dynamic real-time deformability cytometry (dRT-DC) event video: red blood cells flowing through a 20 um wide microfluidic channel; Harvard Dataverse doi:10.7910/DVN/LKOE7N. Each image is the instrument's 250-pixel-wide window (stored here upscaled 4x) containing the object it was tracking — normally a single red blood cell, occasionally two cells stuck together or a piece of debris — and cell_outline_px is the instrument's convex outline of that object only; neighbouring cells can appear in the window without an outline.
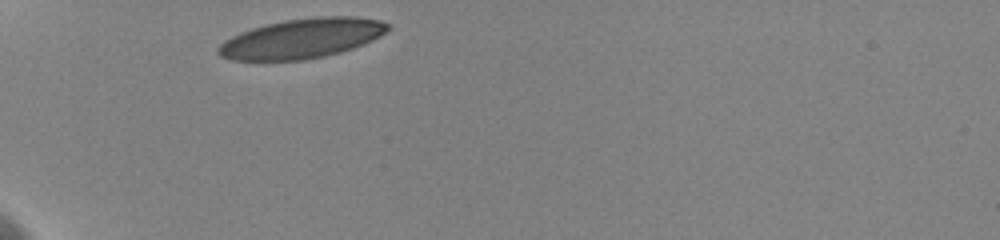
{"species": "human", "species_latin": "Homo sapiens", "temperature_condition": "cold", "stored_images_in_passage": 23, "camera_frame_rate_fps": 3000, "um_per_image_px": 0.085, "donor": {"sex": "female"}, "frame": {"image": 1, "passage_image": 1, "time_ms": 0.0, "image_size_px": [1000, 240], "cell_outline_px": [[392, 28], [380, 36], [364, 44], [340, 52], [324, 56], [300, 60], [232, 60], [220, 56], [216, 52], [216, 48], [224, 40], [240, 32], [252, 28], [284, 20], [320, 16], [356, 16], [380, 20], [388, 24]], "centroid_in_image_um": [25.66, 3.26], "position_along_channel_um": 59.3, "area_um2": 39.25}}
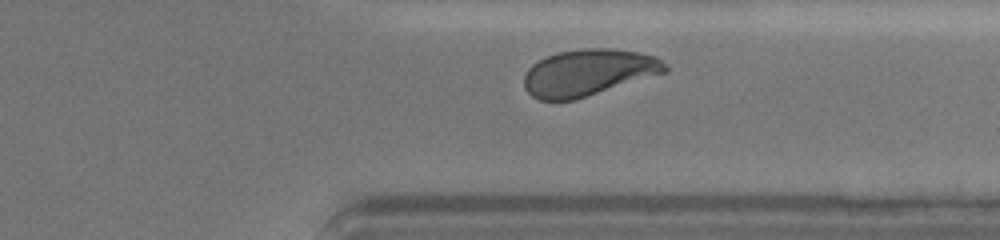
{"frame": {"image": 2, "passage_image": 20, "time_ms": 9.0, "image_size_px": [1000, 240], "cell_outline_px": [[668, 72], [572, 100], [540, 100], [532, 96], [524, 88], [524, 72], [532, 64], [556, 52], [580, 48], [612, 48], [640, 52], [656, 56], [668, 64]], "centroid_in_image_um": [50.03, 6.14], "position_along_channel_um": 361.4, "area_um2": 38.44}}
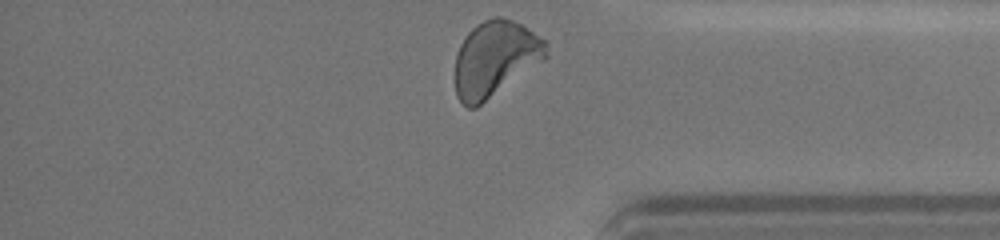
{"frame": {"image": 3, "passage_image": 23, "time_ms": 10.0, "image_size_px": [1000, 240], "cell_outline_px": [[548, 56], [476, 108], [468, 108], [456, 96], [456, 52], [460, 44], [468, 32], [476, 24], [492, 16], [500, 16], [512, 20], [520, 24], [548, 40]], "centroid_in_image_um": [42.09, 4.96], "position_along_channel_um": 393.1, "area_um2": 40.0}, "authors_computed_cell_mechanics": {"area_um2": 39.2462, "velocity_mm_per_s": 3.5946, "shape_relaxation_time_tau1_ms": 2.9903, "shape_relaxation_time_tau2_ms": null, "deformation_change_tau1": 0.1292, "deformation_change_tau2": null}}